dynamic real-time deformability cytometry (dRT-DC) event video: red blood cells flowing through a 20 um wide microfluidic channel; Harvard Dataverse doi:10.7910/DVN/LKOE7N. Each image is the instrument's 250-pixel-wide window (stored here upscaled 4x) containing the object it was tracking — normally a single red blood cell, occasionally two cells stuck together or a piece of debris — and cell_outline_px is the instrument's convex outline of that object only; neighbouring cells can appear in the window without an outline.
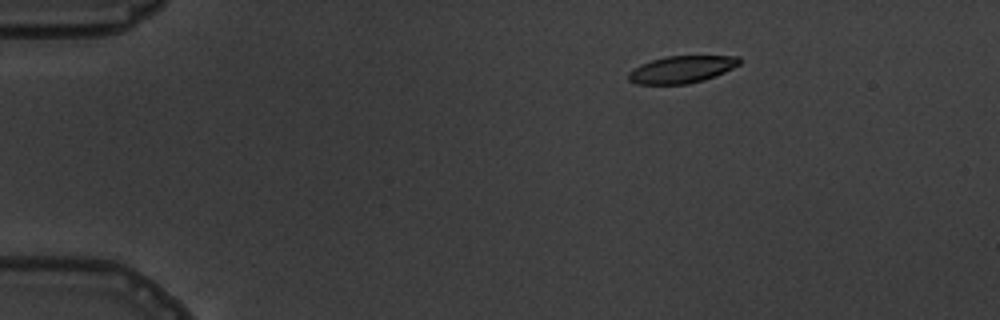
{"species": "common noctule bat (a hibernating species)", "species_latin": "Nyctalus noctula", "temperature_condition": "warm", "stored_images_in_passage": 6, "camera_frame_rate_fps": 3000, "um_per_image_px": 0.085, "animal": {"sex": "male", "body_mass_g": 19.5, "forearm_length_mm": 54.6}, "frame": {"image": 1, "passage_image": 3, "time_ms": 2.333, "image_size_px": [1000, 320], "cell_outline_px": [[740, 64], [716, 76], [704, 80], [688, 84], [636, 84], [628, 80], [628, 72], [632, 68], [640, 64], [652, 60], [668, 56], [740, 56]], "centroid_in_image_um": [57.92, 5.9], "position_along_channel_um": 27.1, "area_um2": 17.63}}
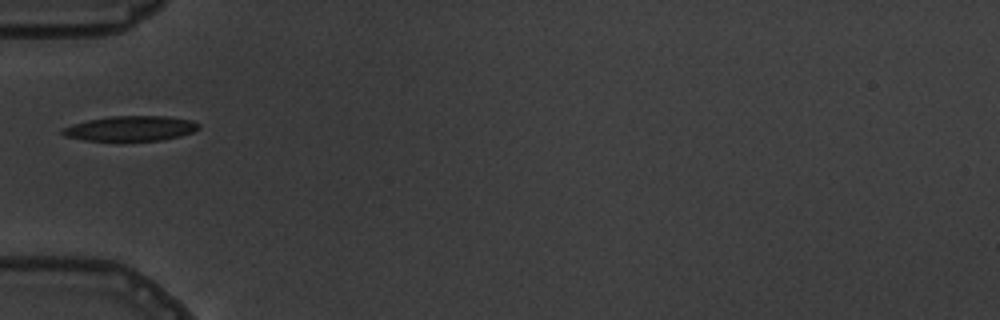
{"frame": {"image": 2, "passage_image": 6, "time_ms": 5.667, "image_size_px": [1000, 320], "cell_outline_px": [[200, 128], [192, 132], [180, 136], [160, 140], [84, 140], [64, 136], [60, 132], [60, 128], [72, 124], [88, 120], [112, 116], [168, 116], [192, 120], [200, 124]], "centroid_in_image_um": [11.09, 10.91], "position_along_channel_um": 73.9, "area_um2": 19.83}}